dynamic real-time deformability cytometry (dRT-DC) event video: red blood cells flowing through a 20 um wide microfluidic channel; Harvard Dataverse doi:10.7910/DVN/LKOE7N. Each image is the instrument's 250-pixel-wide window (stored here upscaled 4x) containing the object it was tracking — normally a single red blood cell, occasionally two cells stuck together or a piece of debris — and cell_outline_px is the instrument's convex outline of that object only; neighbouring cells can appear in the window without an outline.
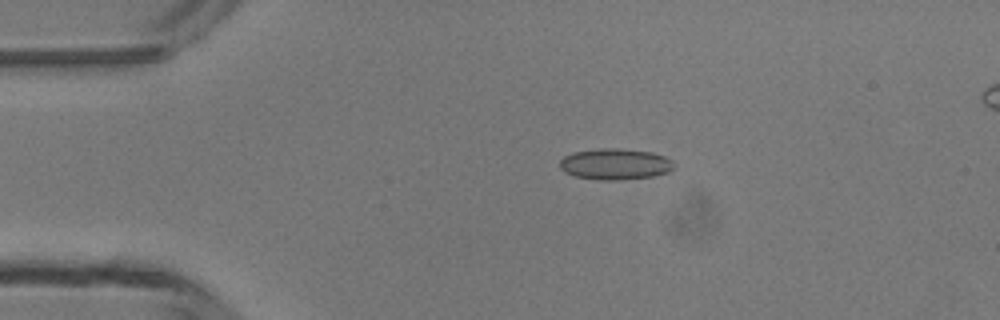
{"species": "common noctule bat (a hibernating species)", "species_latin": "Nyctalus noctula", "temperature_condition": "room temperature", "stored_images_in_passage": 5, "camera_frame_rate_fps": 3000, "um_per_image_px": 0.085, "animal": {"sex": "male", "body_mass_g": 13.3}, "frame": {"image": 1, "passage_image": 3, "time_ms": 2.333, "image_size_px": [1000, 320], "cell_outline_px": [[672, 168], [668, 172], [652, 176], [620, 180], [596, 180], [576, 176], [564, 172], [560, 168], [560, 160], [564, 156], [572, 152], [600, 148], [620, 148], [652, 152], [664, 156], [672, 160]], "centroid_in_image_um": [52.25, 13.94], "position_along_channel_um": 32.7, "area_um2": 20.75}}